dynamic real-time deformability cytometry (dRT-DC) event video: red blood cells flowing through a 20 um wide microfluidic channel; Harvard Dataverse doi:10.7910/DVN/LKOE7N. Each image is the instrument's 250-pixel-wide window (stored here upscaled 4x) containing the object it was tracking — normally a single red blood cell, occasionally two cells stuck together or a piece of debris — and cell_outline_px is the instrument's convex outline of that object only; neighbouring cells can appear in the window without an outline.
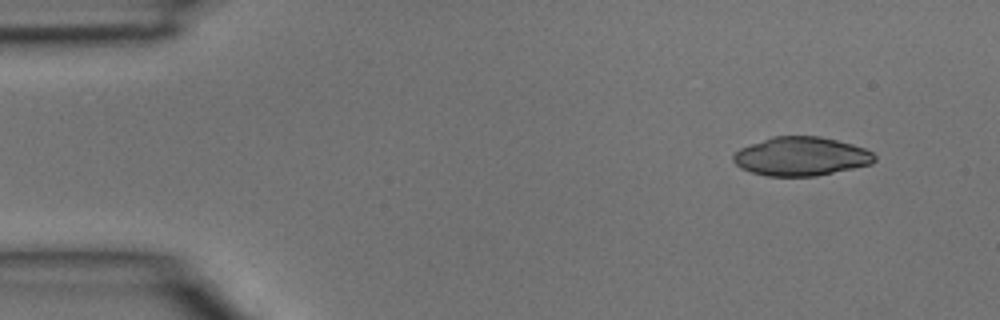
{"species": "common noctule bat (a hibernating species)", "species_latin": "Nyctalus noctula", "temperature_condition": "room temperature", "stored_images_in_passage": 3, "segment_of_instrument_passage": [1, 2], "camera_frame_rate_fps": 3000, "um_per_image_px": 0.085, "animal": {"sex": "male", "body_mass_g": 15.6}, "frame": {"image": 1, "passage_image": 1, "time_ms": 0.0, "image_size_px": [1000, 320], "cell_outline_px": [[876, 160], [872, 164], [816, 176], [768, 176], [752, 172], [740, 168], [732, 160], [732, 156], [740, 148], [772, 136], [820, 136], [852, 144], [864, 148], [872, 152], [876, 156]], "centroid_in_image_um": [68.09, 13.29], "position_along_channel_um": 16.9, "area_um2": 31.91}}